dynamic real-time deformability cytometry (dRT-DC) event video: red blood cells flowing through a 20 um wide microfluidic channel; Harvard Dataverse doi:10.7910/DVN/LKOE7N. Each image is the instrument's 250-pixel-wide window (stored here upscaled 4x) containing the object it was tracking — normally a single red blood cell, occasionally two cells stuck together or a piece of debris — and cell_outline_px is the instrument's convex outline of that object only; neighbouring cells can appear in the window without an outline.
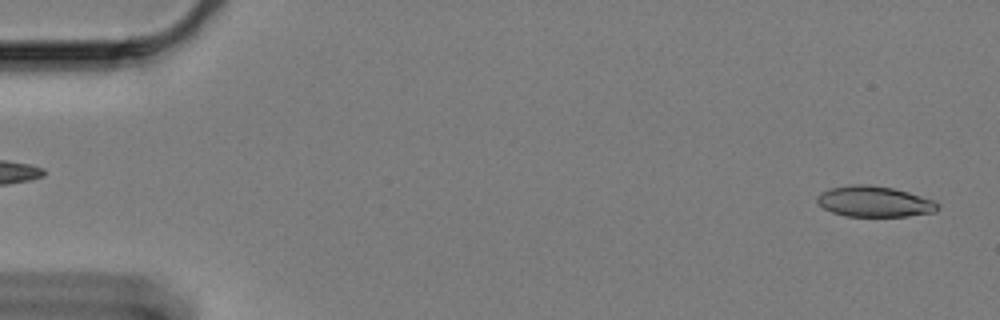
{"species": "Egyptian fruit bat (a non-hibernating species)", "species_latin": "Rousettus aegyptiacus", "temperature_condition": "cold", "stored_images_in_passage": 12, "camera_frame_rate_fps": 3000, "um_per_image_px": 0.085, "animal": {"sex": "female"}, "frame": {"image": 1, "passage_image": 2, "time_ms": 0.333, "image_size_px": [1000, 320], "cell_outline_px": [[940, 208], [936, 212], [908, 216], [844, 216], [832, 212], [824, 208], [816, 200], [816, 196], [820, 192], [832, 188], [852, 184], [868, 184], [892, 188], [908, 192], [936, 200], [940, 204]], "centroid_in_image_um": [74.36, 17.13], "position_along_channel_um": 10.6, "area_um2": 21.79}}